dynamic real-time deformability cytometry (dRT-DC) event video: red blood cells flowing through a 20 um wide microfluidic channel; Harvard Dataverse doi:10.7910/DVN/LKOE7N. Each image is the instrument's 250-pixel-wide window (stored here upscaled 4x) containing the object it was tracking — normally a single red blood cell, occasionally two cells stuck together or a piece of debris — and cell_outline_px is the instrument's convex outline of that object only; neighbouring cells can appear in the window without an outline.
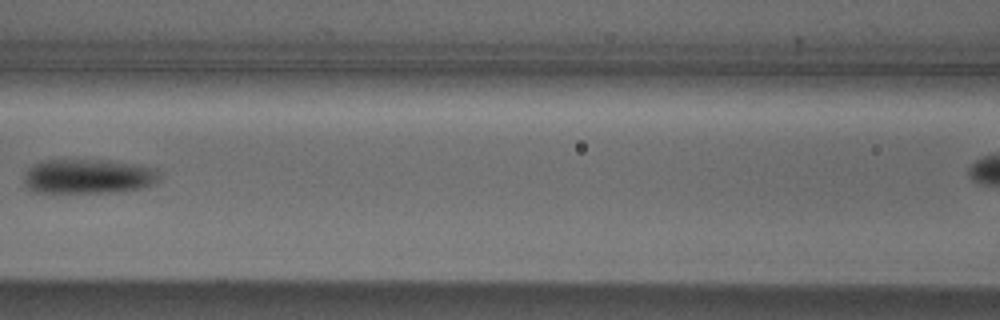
{"species": "Egyptian fruit bat (a non-hibernating species)", "species_latin": "Rousettus aegyptiacus", "temperature_condition": "cold", "stored_images_in_passage": 6, "camera_frame_rate_fps": 3000, "um_per_image_px": 0.085, "animal": {"sex": "male"}, "frame": {"image": 1, "passage_image": 5, "time_ms": 5.0, "image_size_px": [1000, 320], "cell_outline_px": [[160, 180], [156, 184], [140, 188], [116, 192], [32, 192], [24, 184], [24, 172], [32, 164], [44, 160], [112, 160], [136, 164], [156, 168], [160, 172]], "centroid_in_image_um": [7.52, 14.98], "position_along_channel_um": 159.1, "area_um2": 27.74}}
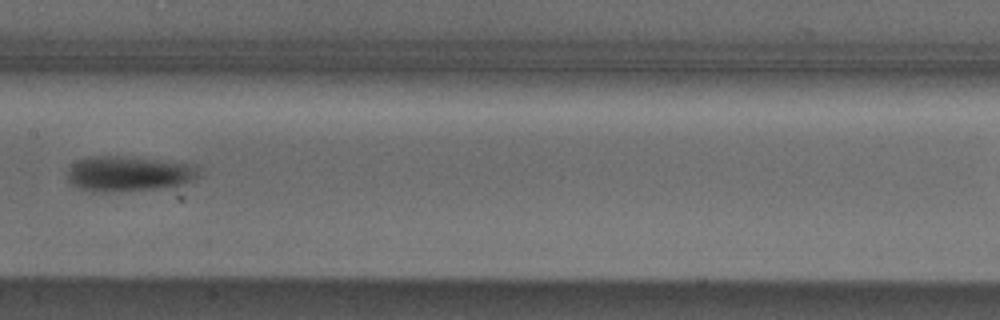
{"frame": {"image": 2, "passage_image": 6, "time_ms": 6.0, "image_size_px": [1000, 320], "cell_outline_px": [[200, 176], [192, 180], [180, 184], [156, 188], [104, 192], [92, 192], [80, 188], [72, 184], [68, 180], [68, 168], [72, 164], [88, 156], [124, 156], [196, 164], [200, 168]], "centroid_in_image_um": [10.94, 14.75], "position_along_channel_um": 196.5, "area_um2": 26.93}}